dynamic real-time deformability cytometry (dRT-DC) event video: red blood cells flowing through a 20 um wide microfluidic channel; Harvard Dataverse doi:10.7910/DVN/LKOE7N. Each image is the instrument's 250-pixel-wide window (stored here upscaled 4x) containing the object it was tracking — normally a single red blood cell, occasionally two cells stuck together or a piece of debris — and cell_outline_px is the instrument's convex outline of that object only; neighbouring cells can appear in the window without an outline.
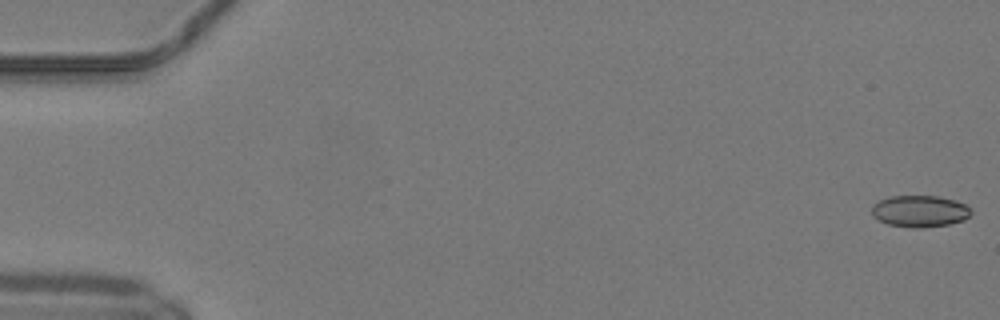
{"species": "common noctule bat (a hibernating species)", "species_latin": "Nyctalus noctula", "temperature_condition": "warm", "stored_images_in_passage": 16, "camera_frame_rate_fps": 3000, "um_per_image_px": 0.085, "animal": {"sex": "male", "body_mass_g": 19.2, "forearm_length_mm": 51.8}, "frame": {"image": 1, "passage_image": 1, "time_ms": 0.0, "image_size_px": [1000, 320], "cell_outline_px": [[972, 212], [964, 220], [948, 224], [920, 228], [912, 228], [888, 224], [872, 216], [872, 204], [880, 200], [892, 196], [940, 196], [956, 200], [964, 204]], "centroid_in_image_um": [78.17, 17.95], "position_along_channel_um": 6.8, "area_um2": 18.26}}
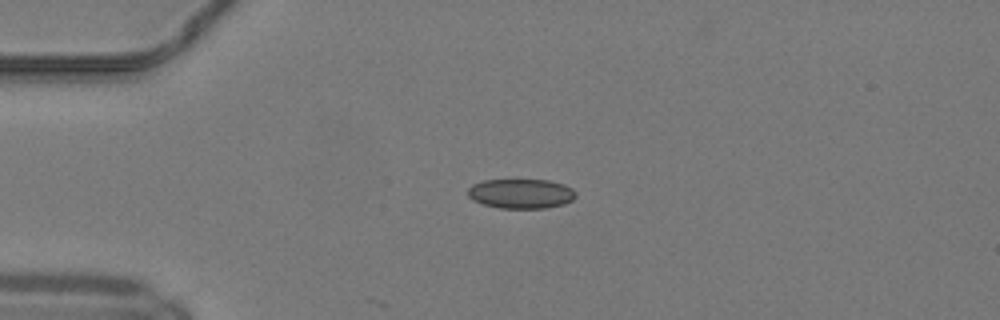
{"frame": {"image": 2, "passage_image": 13, "time_ms": 4.0, "image_size_px": [1000, 320], "cell_outline_px": [[576, 196], [572, 200], [564, 204], [544, 208], [500, 208], [484, 204], [472, 200], [468, 196], [468, 188], [472, 184], [484, 180], [548, 180], [564, 184], [572, 188], [576, 192]], "centroid_in_image_um": [44.29, 16.45], "position_along_channel_um": 40.7, "area_um2": 18.67}}